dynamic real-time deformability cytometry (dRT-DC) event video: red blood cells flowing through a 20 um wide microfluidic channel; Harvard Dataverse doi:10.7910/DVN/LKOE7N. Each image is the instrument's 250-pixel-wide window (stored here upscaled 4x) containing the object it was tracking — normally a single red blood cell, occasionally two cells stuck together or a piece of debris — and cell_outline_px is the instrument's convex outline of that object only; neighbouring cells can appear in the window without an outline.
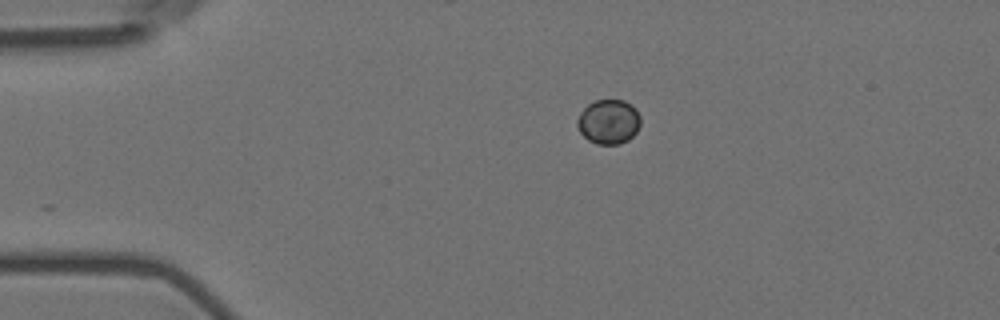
{"species": "Egyptian fruit bat (a non-hibernating species)", "species_latin": "Rousettus aegyptiacus", "temperature_condition": "room temperature", "stored_images_in_passage": 47, "camera_frame_rate_fps": 3000, "um_per_image_px": 0.085, "animal": {"sex": "female"}, "frame": {"image": 1, "passage_image": 1, "time_ms": 0.0, "image_size_px": [1000, 320], "cell_outline_px": [[640, 124], [636, 132], [628, 140], [620, 144], [596, 144], [588, 140], [580, 132], [576, 124], [576, 120], [580, 112], [588, 104], [596, 100], [624, 100], [632, 104], [636, 108], [640, 116]], "centroid_in_image_um": [51.73, 10.34], "position_along_channel_um": 33.3, "area_um2": 16.59}}
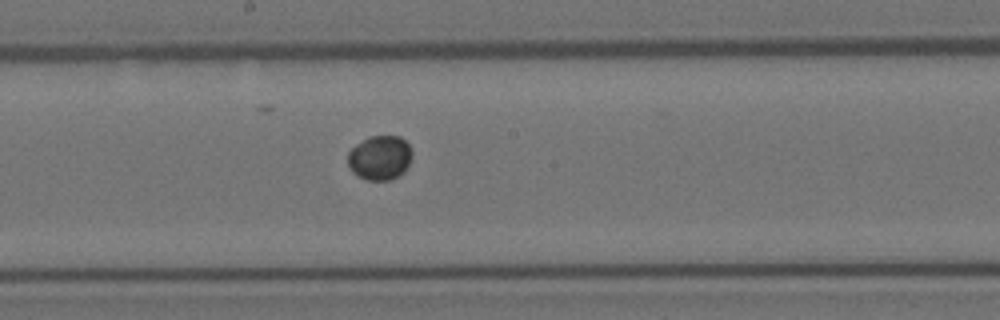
{"frame": {"image": 2, "passage_image": 20, "time_ms": 6.333, "image_size_px": [1000, 320], "cell_outline_px": [[412, 156], [404, 172], [388, 180], [368, 180], [352, 172], [348, 164], [348, 152], [356, 144], [368, 136], [400, 136], [408, 144], [412, 152]], "centroid_in_image_um": [32.28, 13.39], "position_along_channel_um": 215.9, "area_um2": 16.53}}
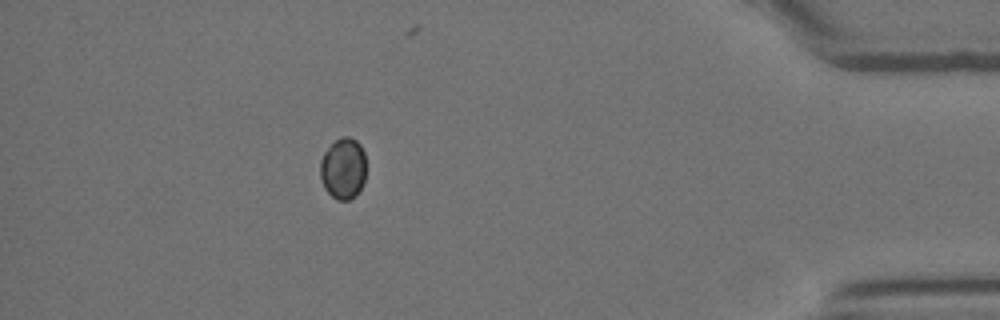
{"frame": {"image": 3, "passage_image": 40, "time_ms": 13.0, "image_size_px": [1000, 320], "cell_outline_px": [[364, 184], [356, 196], [348, 200], [336, 200], [324, 188], [320, 176], [320, 160], [324, 152], [336, 140], [344, 136], [348, 136], [356, 140], [360, 144], [364, 152]], "centroid_in_image_um": [29.16, 14.34], "position_along_channel_um": 406.0, "area_um2": 16.42}}